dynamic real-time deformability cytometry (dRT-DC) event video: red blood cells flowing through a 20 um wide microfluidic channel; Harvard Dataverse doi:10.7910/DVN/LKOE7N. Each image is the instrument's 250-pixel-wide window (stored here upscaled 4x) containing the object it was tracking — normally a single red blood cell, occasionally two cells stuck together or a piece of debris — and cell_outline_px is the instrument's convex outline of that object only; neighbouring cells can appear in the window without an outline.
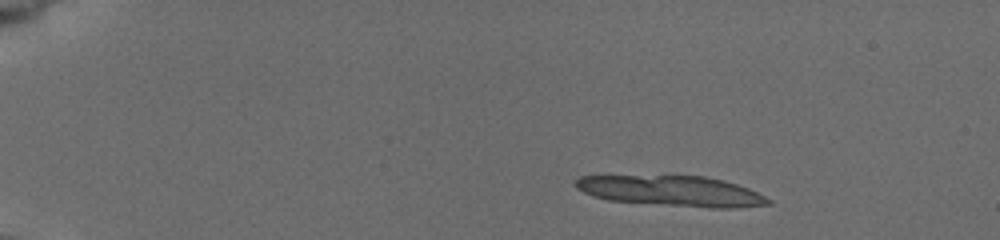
{"species": "common noctule bat (a hibernating species)", "species_latin": "Nyctalus noctula", "temperature_condition": "cold", "stored_images_in_passage": 22, "camera_frame_rate_fps": 3000, "um_per_image_px": 0.085, "animal": {"sex": "female", "body_mass_g": 19.5, "forearm_length_mm": 54.1}, "frame": {"image": 1, "passage_image": 1, "time_ms": 0.0, "image_size_px": [1000, 240], "cell_outline_px": [[772, 204], [736, 208], [712, 208], [608, 200], [592, 196], [576, 188], [576, 180], [580, 176], [704, 176], [724, 180], [748, 188], [772, 200]], "centroid_in_image_um": [57.13, 16.24], "position_along_channel_um": 27.9, "area_um2": 33.93}}
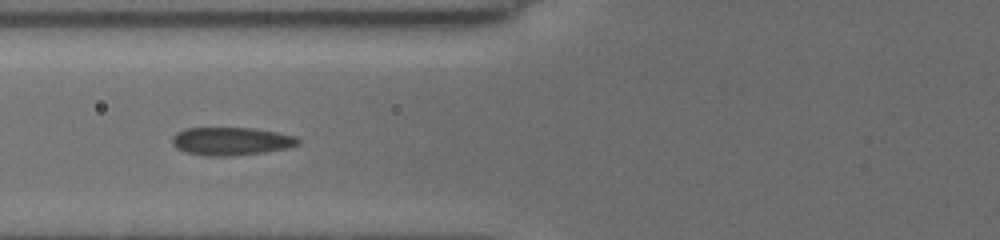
{"frame": {"image": 2, "passage_image": 8, "time_ms": 5.0, "image_size_px": [1000, 240], "cell_outline_px": [[300, 144], [288, 148], [264, 152], [228, 156], [204, 156], [184, 152], [176, 148], [172, 144], [172, 136], [176, 132], [184, 128], [252, 128], [276, 132], [296, 136], [300, 140]], "centroid_in_image_um": [19.62, 12.0], "position_along_channel_um": 106.2, "area_um2": 20.75}}
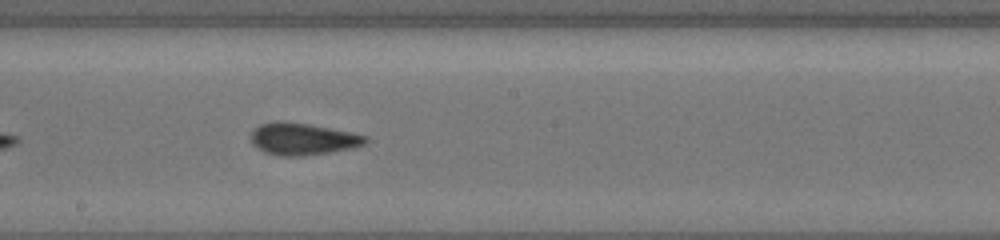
{"frame": {"image": 3, "passage_image": 13, "time_ms": 8.0, "image_size_px": [1000, 240], "cell_outline_px": [[368, 144], [352, 148], [304, 156], [280, 156], [264, 152], [252, 144], [252, 132], [260, 124], [276, 120], [284, 120], [308, 124], [352, 132], [368, 136]], "centroid_in_image_um": [25.75, 11.8], "position_along_channel_um": 222.4, "area_um2": 21.5}}